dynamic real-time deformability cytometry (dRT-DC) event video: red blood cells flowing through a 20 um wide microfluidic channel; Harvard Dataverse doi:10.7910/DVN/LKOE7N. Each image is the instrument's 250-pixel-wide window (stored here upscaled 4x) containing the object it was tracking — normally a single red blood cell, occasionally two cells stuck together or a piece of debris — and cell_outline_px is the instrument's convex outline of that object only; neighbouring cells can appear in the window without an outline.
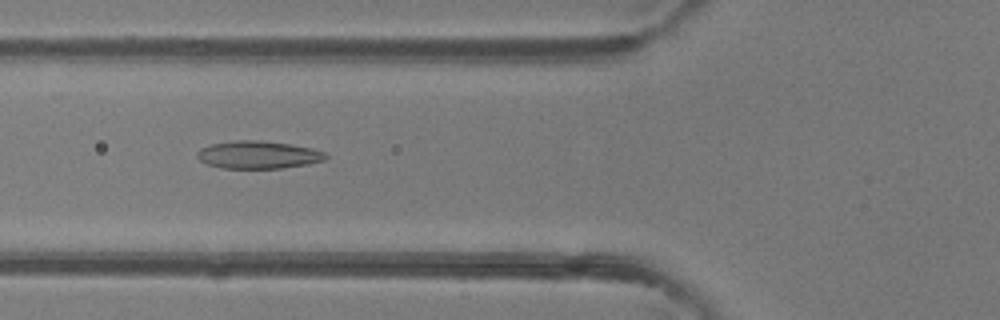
{"species": "common noctule bat (a hibernating species)", "species_latin": "Nyctalus noctula", "temperature_condition": "room temperature", "stored_images_in_passage": 6, "camera_frame_rate_fps": 3000, "um_per_image_px": 0.085, "animal": {"sex": "female"}, "frame": {"image": 1, "passage_image": 5, "time_ms": 5.333, "image_size_px": [1000, 320], "cell_outline_px": [[328, 156], [324, 160], [308, 164], [280, 168], [224, 168], [208, 164], [200, 160], [196, 156], [196, 152], [200, 148], [212, 144], [236, 140], [260, 140], [288, 144], [312, 148], [324, 152]], "centroid_in_image_um": [21.93, 13.15], "position_along_channel_um": 103.9, "area_um2": 20.58}}
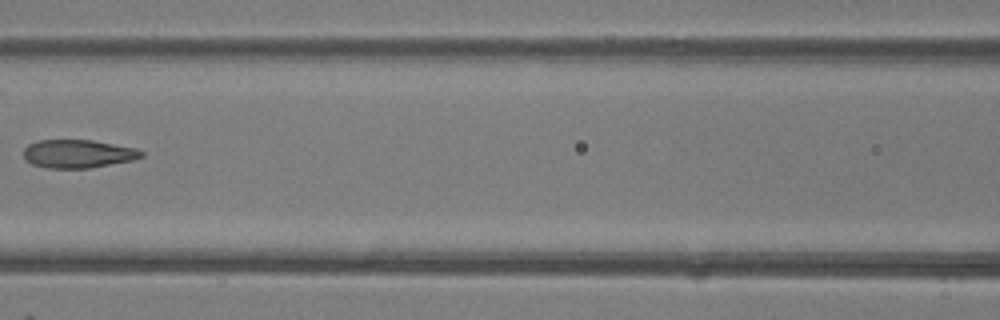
{"frame": {"image": 2, "passage_image": 6, "time_ms": 6.667, "image_size_px": [1000, 320], "cell_outline_px": [[144, 156], [132, 160], [88, 168], [48, 168], [32, 164], [24, 160], [24, 148], [28, 144], [36, 140], [92, 140], [132, 148], [144, 152]], "centroid_in_image_um": [6.57, 13.07], "position_along_channel_um": 160.0, "area_um2": 19.25}}